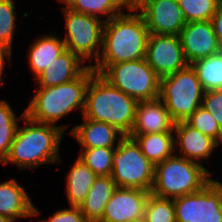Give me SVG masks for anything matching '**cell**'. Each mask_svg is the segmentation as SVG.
I'll use <instances>...</instances> for the list:
<instances>
[{
  "instance_id": "6da1fadb",
  "label": "cell",
  "mask_w": 222,
  "mask_h": 222,
  "mask_svg": "<svg viewBox=\"0 0 222 222\" xmlns=\"http://www.w3.org/2000/svg\"><path fill=\"white\" fill-rule=\"evenodd\" d=\"M127 11L105 21L100 56L95 65L90 64L97 74L108 65L145 58L149 36L146 22L135 8Z\"/></svg>"
},
{
  "instance_id": "7a4b0ae2",
  "label": "cell",
  "mask_w": 222,
  "mask_h": 222,
  "mask_svg": "<svg viewBox=\"0 0 222 222\" xmlns=\"http://www.w3.org/2000/svg\"><path fill=\"white\" fill-rule=\"evenodd\" d=\"M23 122V127L18 125L9 153L2 164H15L22 170L35 169L46 163H61L59 146L68 126L38 123L26 115Z\"/></svg>"
},
{
  "instance_id": "3957f363",
  "label": "cell",
  "mask_w": 222,
  "mask_h": 222,
  "mask_svg": "<svg viewBox=\"0 0 222 222\" xmlns=\"http://www.w3.org/2000/svg\"><path fill=\"white\" fill-rule=\"evenodd\" d=\"M95 73L89 66L79 77L68 83L51 88L38 87L25 109V115L32 121L54 125L78 108L83 114L86 91Z\"/></svg>"
},
{
  "instance_id": "277c9868",
  "label": "cell",
  "mask_w": 222,
  "mask_h": 222,
  "mask_svg": "<svg viewBox=\"0 0 222 222\" xmlns=\"http://www.w3.org/2000/svg\"><path fill=\"white\" fill-rule=\"evenodd\" d=\"M137 101L95 73L89 82L82 117L105 122L128 136L135 120Z\"/></svg>"
},
{
  "instance_id": "5b68a950",
  "label": "cell",
  "mask_w": 222,
  "mask_h": 222,
  "mask_svg": "<svg viewBox=\"0 0 222 222\" xmlns=\"http://www.w3.org/2000/svg\"><path fill=\"white\" fill-rule=\"evenodd\" d=\"M211 173L202 164L174 154L155 165L150 193L169 199L192 194L212 180Z\"/></svg>"
},
{
  "instance_id": "8992f818",
  "label": "cell",
  "mask_w": 222,
  "mask_h": 222,
  "mask_svg": "<svg viewBox=\"0 0 222 222\" xmlns=\"http://www.w3.org/2000/svg\"><path fill=\"white\" fill-rule=\"evenodd\" d=\"M204 90L191 65L160 78L159 98L175 122L185 121L201 106Z\"/></svg>"
},
{
  "instance_id": "52a82bcc",
  "label": "cell",
  "mask_w": 222,
  "mask_h": 222,
  "mask_svg": "<svg viewBox=\"0 0 222 222\" xmlns=\"http://www.w3.org/2000/svg\"><path fill=\"white\" fill-rule=\"evenodd\" d=\"M100 75L137 102L159 98L160 77L145 58L108 65Z\"/></svg>"
},
{
  "instance_id": "ba28073f",
  "label": "cell",
  "mask_w": 222,
  "mask_h": 222,
  "mask_svg": "<svg viewBox=\"0 0 222 222\" xmlns=\"http://www.w3.org/2000/svg\"><path fill=\"white\" fill-rule=\"evenodd\" d=\"M155 165L141 152L136 141L124 136L114 150L111 177L117 187L151 192Z\"/></svg>"
},
{
  "instance_id": "9c48e42d",
  "label": "cell",
  "mask_w": 222,
  "mask_h": 222,
  "mask_svg": "<svg viewBox=\"0 0 222 222\" xmlns=\"http://www.w3.org/2000/svg\"><path fill=\"white\" fill-rule=\"evenodd\" d=\"M66 20V34L63 40L70 50L84 63L100 56L105 20L100 17L79 13L66 6L62 7Z\"/></svg>"
},
{
  "instance_id": "30bf717a",
  "label": "cell",
  "mask_w": 222,
  "mask_h": 222,
  "mask_svg": "<svg viewBox=\"0 0 222 222\" xmlns=\"http://www.w3.org/2000/svg\"><path fill=\"white\" fill-rule=\"evenodd\" d=\"M173 202L176 222H222V183L218 180Z\"/></svg>"
},
{
  "instance_id": "8fae6325",
  "label": "cell",
  "mask_w": 222,
  "mask_h": 222,
  "mask_svg": "<svg viewBox=\"0 0 222 222\" xmlns=\"http://www.w3.org/2000/svg\"><path fill=\"white\" fill-rule=\"evenodd\" d=\"M145 60L160 78L189 65L179 35L149 34Z\"/></svg>"
},
{
  "instance_id": "7c38bea8",
  "label": "cell",
  "mask_w": 222,
  "mask_h": 222,
  "mask_svg": "<svg viewBox=\"0 0 222 222\" xmlns=\"http://www.w3.org/2000/svg\"><path fill=\"white\" fill-rule=\"evenodd\" d=\"M135 9L144 18L149 34L180 35L187 23L178 0H142Z\"/></svg>"
},
{
  "instance_id": "4fadbf2b",
  "label": "cell",
  "mask_w": 222,
  "mask_h": 222,
  "mask_svg": "<svg viewBox=\"0 0 222 222\" xmlns=\"http://www.w3.org/2000/svg\"><path fill=\"white\" fill-rule=\"evenodd\" d=\"M179 36L189 65L222 51L211 20L187 22Z\"/></svg>"
},
{
  "instance_id": "5bb4252c",
  "label": "cell",
  "mask_w": 222,
  "mask_h": 222,
  "mask_svg": "<svg viewBox=\"0 0 222 222\" xmlns=\"http://www.w3.org/2000/svg\"><path fill=\"white\" fill-rule=\"evenodd\" d=\"M149 194L147 190L117 187L100 222H128L143 217Z\"/></svg>"
},
{
  "instance_id": "9a60e30c",
  "label": "cell",
  "mask_w": 222,
  "mask_h": 222,
  "mask_svg": "<svg viewBox=\"0 0 222 222\" xmlns=\"http://www.w3.org/2000/svg\"><path fill=\"white\" fill-rule=\"evenodd\" d=\"M175 121L160 98L137 102L129 135L174 132Z\"/></svg>"
},
{
  "instance_id": "2e32d148",
  "label": "cell",
  "mask_w": 222,
  "mask_h": 222,
  "mask_svg": "<svg viewBox=\"0 0 222 222\" xmlns=\"http://www.w3.org/2000/svg\"><path fill=\"white\" fill-rule=\"evenodd\" d=\"M173 131L176 132L175 150H180L177 155L187 160L202 164L201 160H208L214 149L219 147L214 139L193 128L186 121L176 122Z\"/></svg>"
},
{
  "instance_id": "e0dca14e",
  "label": "cell",
  "mask_w": 222,
  "mask_h": 222,
  "mask_svg": "<svg viewBox=\"0 0 222 222\" xmlns=\"http://www.w3.org/2000/svg\"><path fill=\"white\" fill-rule=\"evenodd\" d=\"M82 146L81 149L117 147L124 135L115 127L83 117V123L77 124L69 131ZM118 142H115V141Z\"/></svg>"
},
{
  "instance_id": "ac0fdd59",
  "label": "cell",
  "mask_w": 222,
  "mask_h": 222,
  "mask_svg": "<svg viewBox=\"0 0 222 222\" xmlns=\"http://www.w3.org/2000/svg\"><path fill=\"white\" fill-rule=\"evenodd\" d=\"M83 63L79 57L66 49L35 78L36 84L38 87L51 88L68 83L79 77L89 67V65H82Z\"/></svg>"
},
{
  "instance_id": "d6986e66",
  "label": "cell",
  "mask_w": 222,
  "mask_h": 222,
  "mask_svg": "<svg viewBox=\"0 0 222 222\" xmlns=\"http://www.w3.org/2000/svg\"><path fill=\"white\" fill-rule=\"evenodd\" d=\"M0 214L16 221L18 218L39 216L25 188L15 180L0 183Z\"/></svg>"
},
{
  "instance_id": "ffe728a7",
  "label": "cell",
  "mask_w": 222,
  "mask_h": 222,
  "mask_svg": "<svg viewBox=\"0 0 222 222\" xmlns=\"http://www.w3.org/2000/svg\"><path fill=\"white\" fill-rule=\"evenodd\" d=\"M117 189L111 176H98L79 206L87 222H100L105 206Z\"/></svg>"
},
{
  "instance_id": "44dd1931",
  "label": "cell",
  "mask_w": 222,
  "mask_h": 222,
  "mask_svg": "<svg viewBox=\"0 0 222 222\" xmlns=\"http://www.w3.org/2000/svg\"><path fill=\"white\" fill-rule=\"evenodd\" d=\"M42 36L33 41L28 52V63L34 79L66 50L63 40L56 34Z\"/></svg>"
},
{
  "instance_id": "7402d4cb",
  "label": "cell",
  "mask_w": 222,
  "mask_h": 222,
  "mask_svg": "<svg viewBox=\"0 0 222 222\" xmlns=\"http://www.w3.org/2000/svg\"><path fill=\"white\" fill-rule=\"evenodd\" d=\"M98 176L79 157L67 174L66 192L70 206L79 207Z\"/></svg>"
},
{
  "instance_id": "603a6c76",
  "label": "cell",
  "mask_w": 222,
  "mask_h": 222,
  "mask_svg": "<svg viewBox=\"0 0 222 222\" xmlns=\"http://www.w3.org/2000/svg\"><path fill=\"white\" fill-rule=\"evenodd\" d=\"M174 132L144 135H128L139 145L141 152L154 165L161 163L175 153Z\"/></svg>"
},
{
  "instance_id": "cb8c5ba5",
  "label": "cell",
  "mask_w": 222,
  "mask_h": 222,
  "mask_svg": "<svg viewBox=\"0 0 222 222\" xmlns=\"http://www.w3.org/2000/svg\"><path fill=\"white\" fill-rule=\"evenodd\" d=\"M204 91L222 89V51L190 64Z\"/></svg>"
},
{
  "instance_id": "d4e9b609",
  "label": "cell",
  "mask_w": 222,
  "mask_h": 222,
  "mask_svg": "<svg viewBox=\"0 0 222 222\" xmlns=\"http://www.w3.org/2000/svg\"><path fill=\"white\" fill-rule=\"evenodd\" d=\"M66 5L67 8L92 16L105 15V21L120 15L122 9H127L120 0H57Z\"/></svg>"
},
{
  "instance_id": "484cf974",
  "label": "cell",
  "mask_w": 222,
  "mask_h": 222,
  "mask_svg": "<svg viewBox=\"0 0 222 222\" xmlns=\"http://www.w3.org/2000/svg\"><path fill=\"white\" fill-rule=\"evenodd\" d=\"M24 116L25 110L18 118L9 103L6 100H0V163L7 157L19 125L18 122L22 121Z\"/></svg>"
},
{
  "instance_id": "4316f807",
  "label": "cell",
  "mask_w": 222,
  "mask_h": 222,
  "mask_svg": "<svg viewBox=\"0 0 222 222\" xmlns=\"http://www.w3.org/2000/svg\"><path fill=\"white\" fill-rule=\"evenodd\" d=\"M116 147L80 149L78 156L97 175L111 176Z\"/></svg>"
},
{
  "instance_id": "83f0119b",
  "label": "cell",
  "mask_w": 222,
  "mask_h": 222,
  "mask_svg": "<svg viewBox=\"0 0 222 222\" xmlns=\"http://www.w3.org/2000/svg\"><path fill=\"white\" fill-rule=\"evenodd\" d=\"M144 217L147 222H176L173 199L149 194Z\"/></svg>"
},
{
  "instance_id": "f1b7e54d",
  "label": "cell",
  "mask_w": 222,
  "mask_h": 222,
  "mask_svg": "<svg viewBox=\"0 0 222 222\" xmlns=\"http://www.w3.org/2000/svg\"><path fill=\"white\" fill-rule=\"evenodd\" d=\"M220 0H178L186 22L212 20Z\"/></svg>"
},
{
  "instance_id": "f546056e",
  "label": "cell",
  "mask_w": 222,
  "mask_h": 222,
  "mask_svg": "<svg viewBox=\"0 0 222 222\" xmlns=\"http://www.w3.org/2000/svg\"><path fill=\"white\" fill-rule=\"evenodd\" d=\"M185 121L204 135L214 139L219 145H222V128L203 106L198 107Z\"/></svg>"
},
{
  "instance_id": "4dcf8cb0",
  "label": "cell",
  "mask_w": 222,
  "mask_h": 222,
  "mask_svg": "<svg viewBox=\"0 0 222 222\" xmlns=\"http://www.w3.org/2000/svg\"><path fill=\"white\" fill-rule=\"evenodd\" d=\"M14 0H0V41L12 51L16 25Z\"/></svg>"
},
{
  "instance_id": "1f68e13d",
  "label": "cell",
  "mask_w": 222,
  "mask_h": 222,
  "mask_svg": "<svg viewBox=\"0 0 222 222\" xmlns=\"http://www.w3.org/2000/svg\"><path fill=\"white\" fill-rule=\"evenodd\" d=\"M222 128V89L204 91L202 104Z\"/></svg>"
},
{
  "instance_id": "d6a6232c",
  "label": "cell",
  "mask_w": 222,
  "mask_h": 222,
  "mask_svg": "<svg viewBox=\"0 0 222 222\" xmlns=\"http://www.w3.org/2000/svg\"><path fill=\"white\" fill-rule=\"evenodd\" d=\"M39 222H87L79 207L63 208L57 210L48 220Z\"/></svg>"
},
{
  "instance_id": "836d02e7",
  "label": "cell",
  "mask_w": 222,
  "mask_h": 222,
  "mask_svg": "<svg viewBox=\"0 0 222 222\" xmlns=\"http://www.w3.org/2000/svg\"><path fill=\"white\" fill-rule=\"evenodd\" d=\"M211 21L213 23L215 35L218 39L219 45L222 48V1L220 2Z\"/></svg>"
},
{
  "instance_id": "e575fe53",
  "label": "cell",
  "mask_w": 222,
  "mask_h": 222,
  "mask_svg": "<svg viewBox=\"0 0 222 222\" xmlns=\"http://www.w3.org/2000/svg\"><path fill=\"white\" fill-rule=\"evenodd\" d=\"M12 51L0 41V74L3 75L6 60L11 62Z\"/></svg>"
},
{
  "instance_id": "d590c367",
  "label": "cell",
  "mask_w": 222,
  "mask_h": 222,
  "mask_svg": "<svg viewBox=\"0 0 222 222\" xmlns=\"http://www.w3.org/2000/svg\"><path fill=\"white\" fill-rule=\"evenodd\" d=\"M126 8H135L142 0H120Z\"/></svg>"
},
{
  "instance_id": "8d00e7d4",
  "label": "cell",
  "mask_w": 222,
  "mask_h": 222,
  "mask_svg": "<svg viewBox=\"0 0 222 222\" xmlns=\"http://www.w3.org/2000/svg\"><path fill=\"white\" fill-rule=\"evenodd\" d=\"M0 222H13L9 217L0 214Z\"/></svg>"
},
{
  "instance_id": "74e56055",
  "label": "cell",
  "mask_w": 222,
  "mask_h": 222,
  "mask_svg": "<svg viewBox=\"0 0 222 222\" xmlns=\"http://www.w3.org/2000/svg\"><path fill=\"white\" fill-rule=\"evenodd\" d=\"M128 222H147L145 217H139V218H136V219H133V220H130Z\"/></svg>"
},
{
  "instance_id": "f35d334b",
  "label": "cell",
  "mask_w": 222,
  "mask_h": 222,
  "mask_svg": "<svg viewBox=\"0 0 222 222\" xmlns=\"http://www.w3.org/2000/svg\"><path fill=\"white\" fill-rule=\"evenodd\" d=\"M3 76L0 74V87H1V84L3 83L2 81H3V78H2Z\"/></svg>"
}]
</instances>
